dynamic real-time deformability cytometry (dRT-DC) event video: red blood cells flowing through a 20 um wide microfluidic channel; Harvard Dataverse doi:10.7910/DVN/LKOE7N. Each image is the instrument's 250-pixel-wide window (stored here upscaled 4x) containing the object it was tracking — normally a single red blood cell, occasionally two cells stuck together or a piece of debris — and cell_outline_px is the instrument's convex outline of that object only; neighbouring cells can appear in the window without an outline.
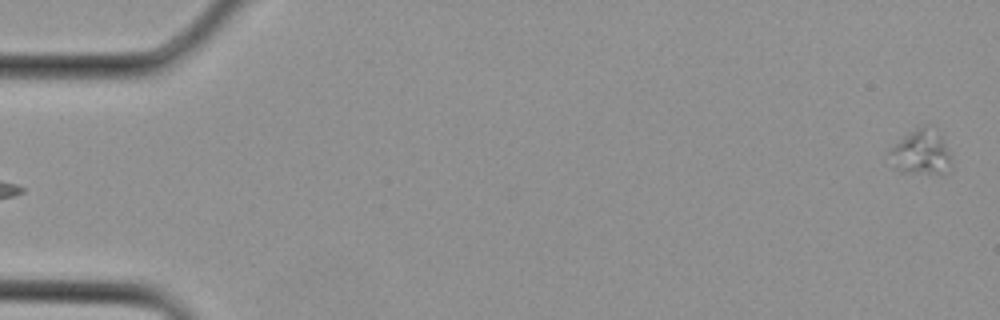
{"species": "Egyptian fruit bat (a non-hibernating species)", "species_latin": "Rousettus aegyptiacus", "temperature_condition": "cold", "stored_images_in_passage": 4, "camera_frame_rate_fps": 3000, "um_per_image_px": 0.085, "animal": {"sex": "female"}, "frame": {"image": 1, "passage_image": 4, "time_ms": 1.0, "image_size_px": [1000, 320], "cell_outline_px": [[952, 168], [948, 172], [940, 176], [900, 172], [896, 168], [888, 152], [900, 140], [924, 124], [928, 124], [944, 144], [952, 156]], "centroid_in_image_um": [78.35, 13.05], "position_along_channel_um": 6.6, "area_um2": 16.13}}